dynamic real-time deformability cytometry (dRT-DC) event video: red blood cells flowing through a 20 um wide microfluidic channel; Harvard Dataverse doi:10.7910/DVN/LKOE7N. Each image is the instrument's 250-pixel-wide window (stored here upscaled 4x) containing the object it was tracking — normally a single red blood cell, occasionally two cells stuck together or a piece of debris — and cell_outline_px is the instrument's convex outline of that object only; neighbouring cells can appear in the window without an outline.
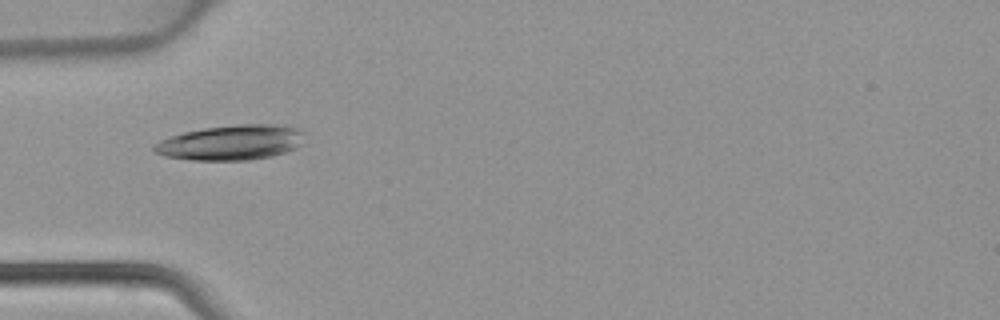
{"species": "common noctule bat (a hibernating species)", "species_latin": "Nyctalus noctula", "temperature_condition": "warm", "stored_images_in_passage": 4, "camera_frame_rate_fps": 3000, "um_per_image_px": 0.085, "animal": {"sex": "female", "body_mass_g": 22.7, "forearm_length_mm": 54.2}, "frame": {"image": 1, "passage_image": 4, "time_ms": 1.0, "image_size_px": [1000, 320], "cell_outline_px": [[304, 132], [300, 144], [296, 148], [272, 156], [248, 160], [192, 160], [164, 156], [156, 152], [152, 148], [152, 144], [168, 136], [184, 132], [204, 128], [240, 124], [288, 124]], "centroid_in_image_um": [19.63, 12.11], "position_along_channel_um": 65.4, "area_um2": 30.87}}